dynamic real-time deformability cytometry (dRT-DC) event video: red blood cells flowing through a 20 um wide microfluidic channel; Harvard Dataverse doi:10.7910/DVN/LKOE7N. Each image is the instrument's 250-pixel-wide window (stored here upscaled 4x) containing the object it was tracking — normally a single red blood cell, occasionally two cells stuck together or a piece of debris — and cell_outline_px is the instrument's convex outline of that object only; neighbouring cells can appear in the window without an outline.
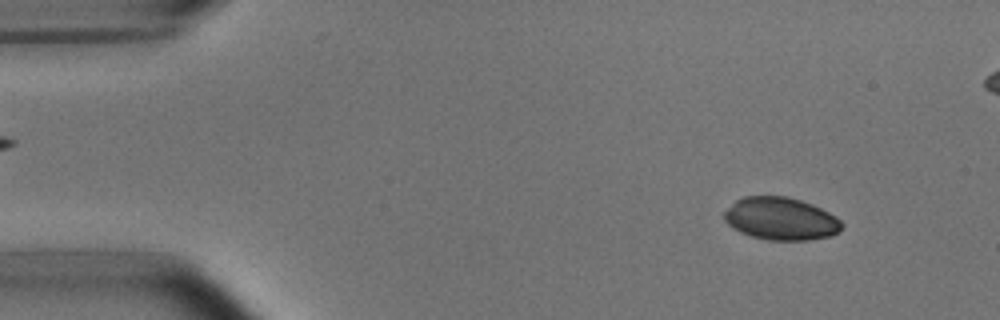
{"species": "common noctule bat (a hibernating species)", "species_latin": "Nyctalus noctula", "temperature_condition": "room temperature", "stored_images_in_passage": 7, "camera_frame_rate_fps": 3000, "um_per_image_px": 0.085, "animal": {"sex": "male", "body_mass_g": 15.6}, "frame": {"image": 1, "passage_image": 1, "time_ms": 0.0, "image_size_px": [1000, 320], "cell_outline_px": [[844, 224], [840, 232], [832, 236], [808, 240], [768, 240], [752, 236], [740, 232], [732, 228], [724, 220], [724, 212], [736, 200], [744, 196], [788, 196], [812, 204], [836, 216]], "centroid_in_image_um": [66.39, 18.6], "position_along_channel_um": 18.6, "area_um2": 29.36}}
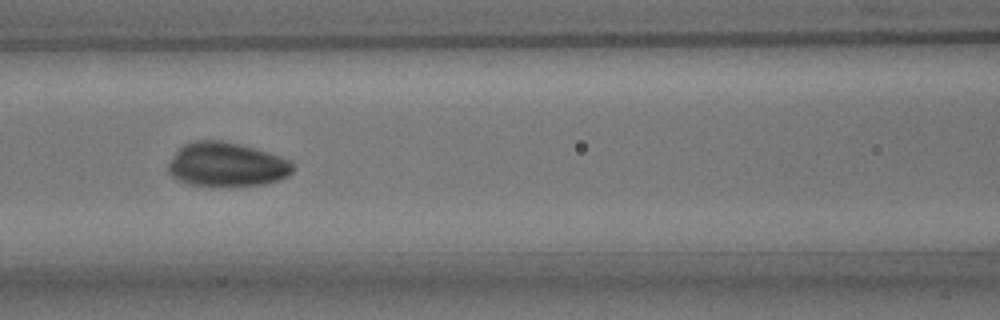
{"frame": {"image": 2, "passage_image": 6, "time_ms": 1.667, "image_size_px": [1000, 320], "cell_outline_px": [[292, 172], [288, 176], [280, 180], [264, 184], [232, 188], [212, 188], [188, 184], [176, 180], [168, 172], [168, 164], [176, 152], [184, 144], [196, 140], [220, 140], [240, 144], [280, 156], [288, 160], [292, 164]], "centroid_in_image_um": [19.24, 14.04], "position_along_channel_um": 147.4, "area_um2": 32.77}}
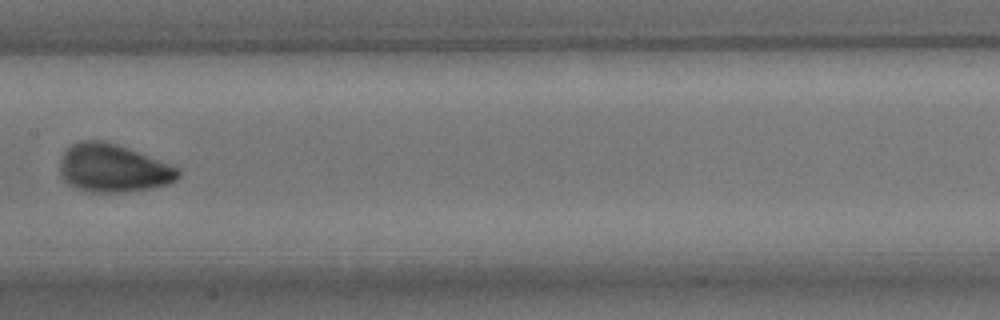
{"frame": {"image": 3, "passage_image": 7, "time_ms": 2.0, "image_size_px": [1000, 320], "cell_outline_px": [[180, 176], [176, 180], [168, 184], [152, 188], [124, 192], [84, 192], [68, 184], [60, 176], [60, 160], [64, 152], [72, 144], [80, 140], [104, 140], [128, 148], [180, 168]], "centroid_in_image_um": [9.6, 14.3], "position_along_channel_um": 197.8, "area_um2": 33.35}}